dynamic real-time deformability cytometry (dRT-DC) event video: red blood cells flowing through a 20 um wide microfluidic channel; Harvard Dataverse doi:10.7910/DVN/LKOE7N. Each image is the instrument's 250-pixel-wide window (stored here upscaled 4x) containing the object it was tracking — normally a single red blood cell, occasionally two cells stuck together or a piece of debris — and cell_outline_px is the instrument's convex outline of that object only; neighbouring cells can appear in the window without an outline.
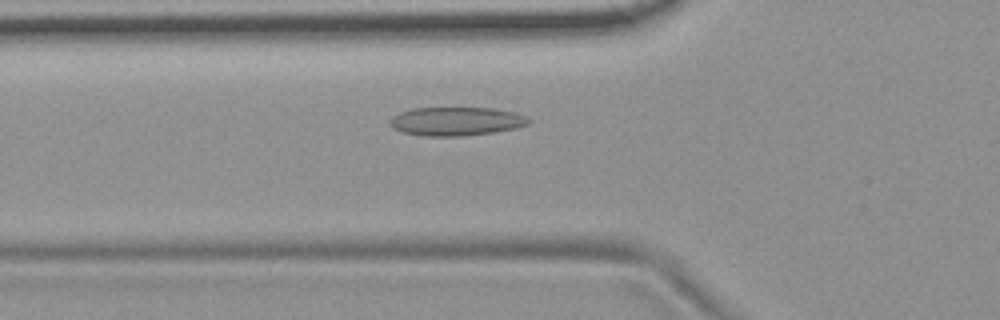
{"species": "common noctule bat (a hibernating species)", "species_latin": "Nyctalus noctula", "temperature_condition": "room temperature", "stored_images_in_passage": 48, "camera_frame_rate_fps": 3000, "um_per_image_px": 0.085, "animal": {"sex": "female", "body_mass_g": 19.9}, "frame": {"image": 1, "passage_image": 13, "time_ms": 4.0, "image_size_px": [1000, 320], "cell_outline_px": [[532, 120], [528, 124], [516, 128], [492, 132], [460, 136], [424, 136], [404, 132], [392, 128], [388, 120], [392, 116], [400, 112], [412, 108], [492, 108], [512, 112], [524, 116]], "centroid_in_image_um": [38.73, 10.31], "position_along_channel_um": 87.1, "area_um2": 23.0}}
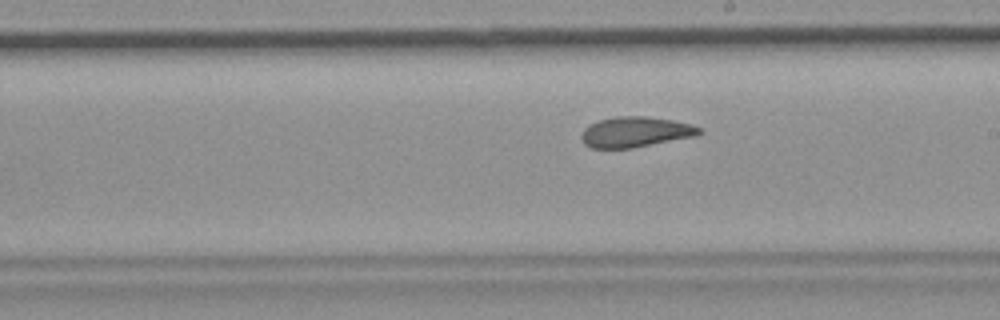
{"frame": {"image": 2, "passage_image": 25, "time_ms": 8.0, "image_size_px": [1000, 320], "cell_outline_px": [[704, 132], [696, 136], [632, 148], [588, 148], [584, 144], [580, 136], [584, 128], [588, 124], [600, 120], [616, 116], [644, 116], [672, 120], [692, 124], [700, 128]], "centroid_in_image_um": [53.99, 11.22], "position_along_channel_um": 235.0, "area_um2": 21.04}}
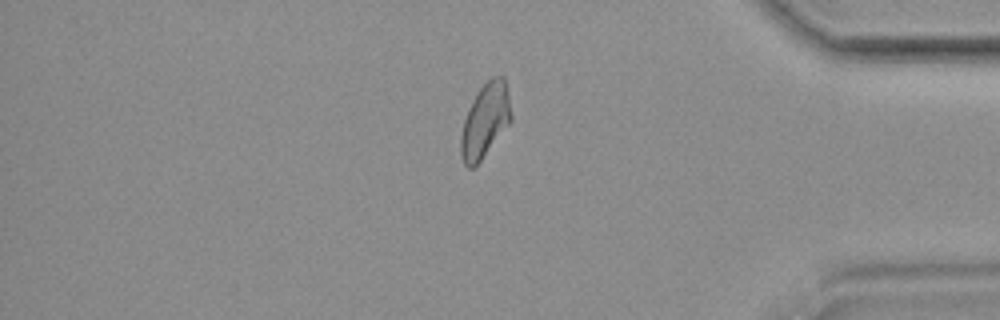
{"frame": {"image": 3, "passage_image": 40, "time_ms": 13.0, "image_size_px": [1000, 320], "cell_outline_px": [[512, 120], [480, 160], [472, 168], [468, 168], [464, 164], [460, 156], [460, 136], [464, 120], [468, 108], [472, 100], [480, 88], [492, 76], [504, 76], [508, 88], [512, 116]], "centroid_in_image_um": [41.23, 10.22], "position_along_channel_um": 394.0, "area_um2": 21.68}, "authors_computed_cell_mechanics": {"area_um2": 21.675, "velocity_mm_per_s": 3.6998, "shape_relaxation_time_tau1_ms": null, "shape_relaxation_time_tau2_ms": 2.3193, "deformation_change_tau1": null, "deformation_change_tau2": 0.0988}}